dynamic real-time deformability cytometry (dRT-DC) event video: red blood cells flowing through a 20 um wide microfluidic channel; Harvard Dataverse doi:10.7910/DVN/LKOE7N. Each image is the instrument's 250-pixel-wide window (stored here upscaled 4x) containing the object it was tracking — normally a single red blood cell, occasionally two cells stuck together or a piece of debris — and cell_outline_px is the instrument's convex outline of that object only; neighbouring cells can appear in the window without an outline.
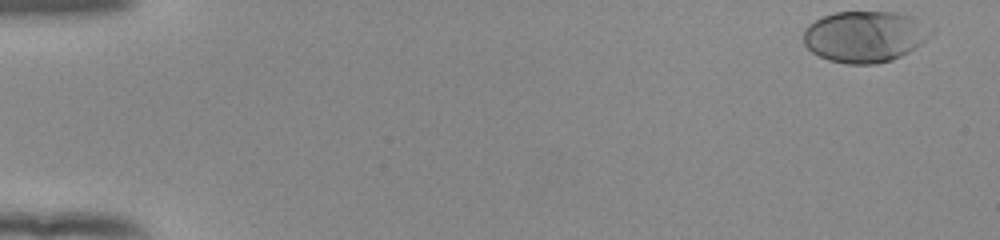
{"species": "human", "species_latin": "Homo sapiens", "temperature_condition": "room temperature", "stored_images_in_passage": 52, "camera_frame_rate_fps": 3000, "um_per_image_px": 0.085, "donor": {"sex": "female"}, "frame": {"image": 1, "passage_image": 1, "time_ms": 0.0, "image_size_px": [1000, 240], "cell_outline_px": [[936, 28], [920, 44], [908, 52], [892, 60], [876, 64], [844, 64], [828, 60], [812, 52], [804, 44], [804, 28], [808, 24], [824, 16], [836, 12], [896, 12], [912, 16]], "centroid_in_image_um": [73.52, 3.1], "position_along_channel_um": 11.5, "area_um2": 38.26}}
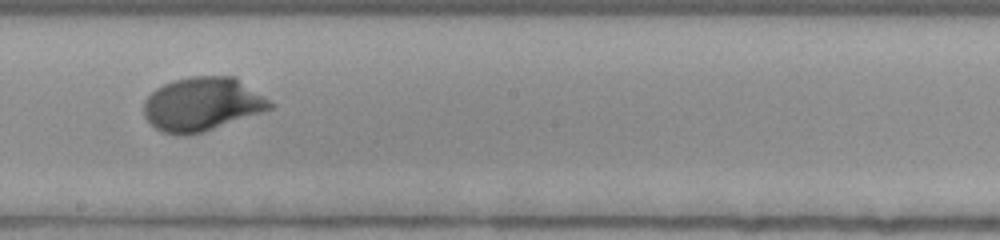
{"frame": {"image": 2, "passage_image": 30, "time_ms": 9.667, "image_size_px": [1000, 240], "cell_outline_px": [[276, 104], [272, 108], [204, 132], [180, 136], [164, 132], [156, 128], [144, 116], [144, 100], [156, 88], [172, 80], [192, 76], [236, 76]], "centroid_in_image_um": [17.2, 8.84], "position_along_channel_um": 231.0, "area_um2": 39.54}}
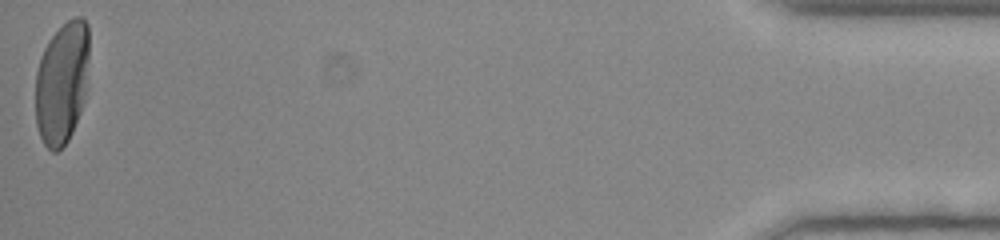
{"frame": {"image": 3, "passage_image": 52, "time_ms": 17.0, "image_size_px": [1000, 240], "cell_outline_px": [[88, 60], [84, 100], [80, 112], [72, 132], [68, 140], [56, 152], [52, 152], [44, 144], [40, 136], [36, 124], [36, 72], [40, 56], [48, 40], [68, 20], [76, 16], [80, 16], [88, 24]], "centroid_in_image_um": [5.25, 7.03], "position_along_channel_um": 429.9, "area_um2": 38.15}, "authors_computed_cell_mechanics": {"area_um2": 37.859, "velocity_mm_per_s": 3.8914, "shape_relaxation_time_tau1_ms": 2.6293, "shape_relaxation_time_tau2_ms": null, "deformation_change_tau1": 0.1968, "deformation_change_tau2": null}}